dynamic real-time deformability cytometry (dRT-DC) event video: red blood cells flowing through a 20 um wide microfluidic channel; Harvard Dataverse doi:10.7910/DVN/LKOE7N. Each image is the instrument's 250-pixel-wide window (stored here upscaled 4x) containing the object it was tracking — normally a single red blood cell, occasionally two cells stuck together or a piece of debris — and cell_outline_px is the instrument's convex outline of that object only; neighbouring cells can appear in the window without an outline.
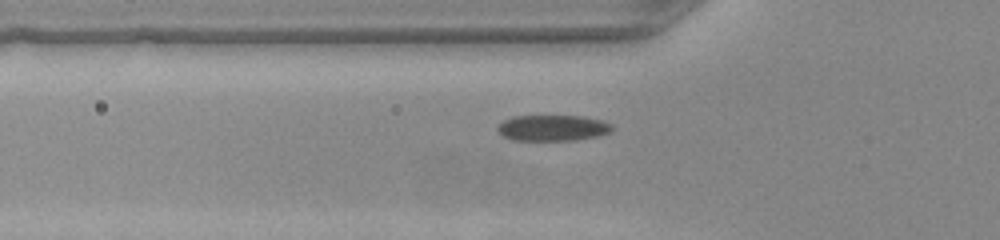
{"species": "common noctule bat (a hibernating species)", "species_latin": "Nyctalus noctula", "temperature_condition": "warm", "stored_images_in_passage": 36, "segment_of_instrument_passage": [1, 2], "camera_frame_rate_fps": 3000, "um_per_image_px": 0.085, "animal": {"sex": "female", "body_mass_g": 22.0, "forearm_length_mm": 56.7}, "frame": {"image": 1, "passage_image": 2, "time_ms": 0.333, "image_size_px": [1000, 240], "cell_outline_px": [[612, 128], [608, 132], [596, 136], [576, 140], [512, 140], [504, 136], [496, 128], [504, 120], [512, 116], [580, 116], [600, 120], [612, 124]], "centroid_in_image_um": [46.95, 10.87], "position_along_channel_um": 78.9, "area_um2": 17.05}}
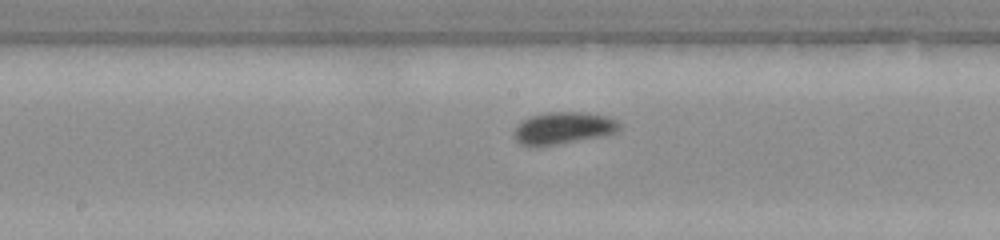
{"frame": {"image": 2, "passage_image": 11, "time_ms": 3.333, "image_size_px": [1000, 240], "cell_outline_px": [[620, 132], [600, 136], [536, 148], [520, 144], [516, 140], [512, 132], [528, 116], [548, 112], [584, 112], [608, 116], [616, 120], [620, 124]], "centroid_in_image_um": [47.87, 10.89], "position_along_channel_um": 200.3, "area_um2": 19.88}}
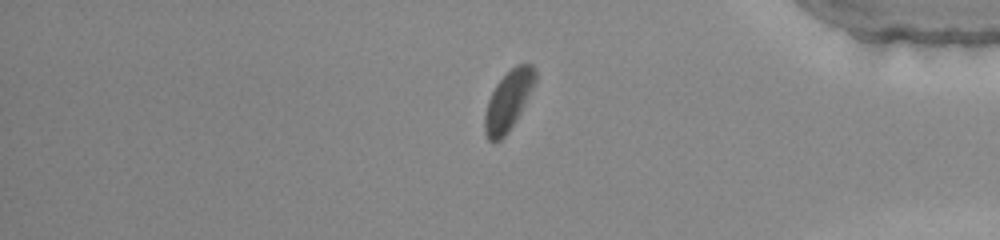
{"frame": {"image": 3, "passage_image": 27, "time_ms": 8.667, "image_size_px": [1000, 240], "cell_outline_px": [[536, 80], [520, 112], [508, 132], [500, 140], [488, 140], [484, 132], [484, 116], [488, 100], [496, 84], [516, 64], [532, 64], [536, 68]], "centroid_in_image_um": [43.2, 8.54], "position_along_channel_um": 392.0, "area_um2": 17.17}}